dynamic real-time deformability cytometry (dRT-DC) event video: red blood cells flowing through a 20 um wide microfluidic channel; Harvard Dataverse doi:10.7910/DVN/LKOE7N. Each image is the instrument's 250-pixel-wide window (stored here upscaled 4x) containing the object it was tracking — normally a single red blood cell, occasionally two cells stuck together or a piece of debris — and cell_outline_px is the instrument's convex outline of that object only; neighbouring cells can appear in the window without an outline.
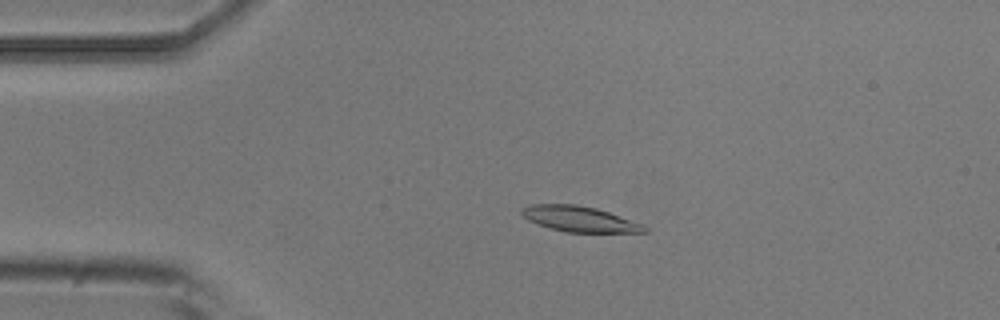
{"species": "common noctule bat (a hibernating species)", "species_latin": "Nyctalus noctula", "temperature_condition": "room temperature", "stored_images_in_passage": 51, "camera_frame_rate_fps": 3000, "um_per_image_px": 0.085, "animal": {"sex": "male", "body_mass_g": 20.5, "forearm_length_mm": 52.5}, "frame": {"image": 1, "passage_image": 11, "time_ms": 3.333, "image_size_px": [1000, 320], "cell_outline_px": [[648, 232], [564, 232], [528, 220], [520, 212], [520, 208], [532, 204], [576, 204], [596, 208], [644, 224], [648, 228]], "centroid_in_image_um": [49.27, 18.61], "position_along_channel_um": 35.7, "area_um2": 18.15}}
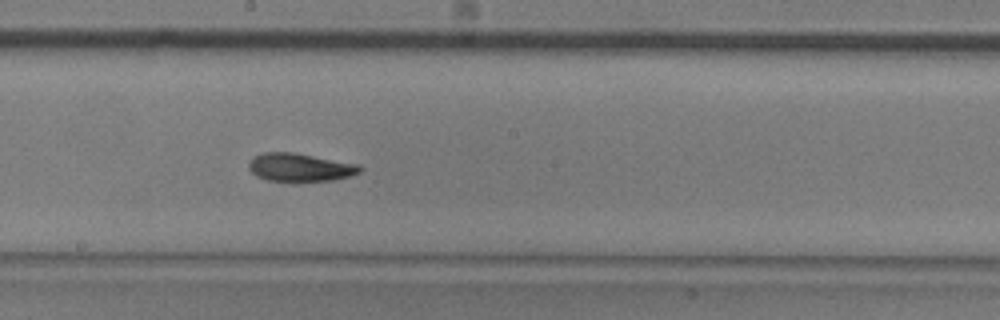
{"frame": {"image": 2, "passage_image": 28, "time_ms": 9.0, "image_size_px": [1000, 320], "cell_outline_px": [[364, 168], [360, 172], [348, 176], [332, 180], [292, 184], [288, 184], [268, 180], [256, 176], [248, 168], [248, 164], [256, 156], [264, 152], [292, 152], [360, 164]], "centroid_in_image_um": [25.51, 14.27], "position_along_channel_um": 222.7, "area_um2": 18.84}}
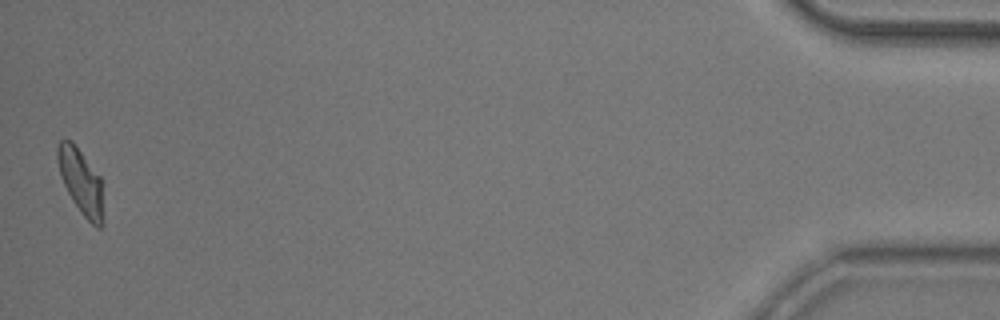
{"frame": {"image": 3, "passage_image": 51, "time_ms": 16.667, "image_size_px": [1000, 320], "cell_outline_px": [[104, 224], [100, 228], [96, 228], [80, 212], [72, 200], [60, 176], [56, 156], [56, 148], [60, 140], [72, 140], [100, 176], [104, 220]], "centroid_in_image_um": [6.88, 15.45], "position_along_channel_um": 428.3, "area_um2": 17.57}, "authors_computed_cell_mechanics": {"area_um2": 18.207, "velocity_mm_per_s": 3.9101, "shape_relaxation_time_tau1_ms": 3.8194, "shape_relaxation_time_tau2_ms": 3.9688, "deformation_change_tau1": 0.1352, "deformation_change_tau2": 0.1013}}